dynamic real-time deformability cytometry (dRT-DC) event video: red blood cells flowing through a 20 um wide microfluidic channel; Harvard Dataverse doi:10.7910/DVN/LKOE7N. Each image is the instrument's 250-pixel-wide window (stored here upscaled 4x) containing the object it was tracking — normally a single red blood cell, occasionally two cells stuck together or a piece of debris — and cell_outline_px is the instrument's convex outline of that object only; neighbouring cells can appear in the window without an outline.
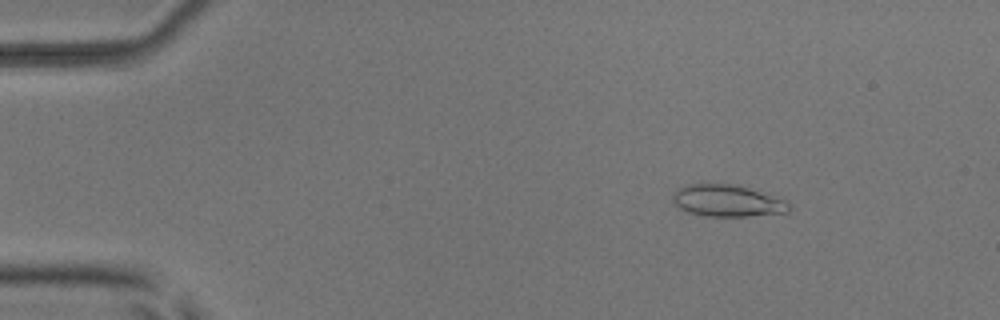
{"species": "common noctule bat (a hibernating species)", "species_latin": "Nyctalus noctula", "temperature_condition": "room temperature", "stored_images_in_passage": 53, "camera_frame_rate_fps": 3000, "um_per_image_px": 0.085, "animal": {"sex": "male", "body_mass_g": 17.9, "forearm_length_mm": 54.2}, "frame": {"image": 1, "passage_image": 8, "time_ms": 2.333, "image_size_px": [1000, 320], "cell_outline_px": [[792, 208], [788, 212], [748, 216], [704, 216], [688, 212], [680, 208], [672, 200], [672, 196], [676, 188], [684, 184], [740, 184], [788, 200]], "centroid_in_image_um": [61.85, 17.05], "position_along_channel_um": 23.1, "area_um2": 22.02}}
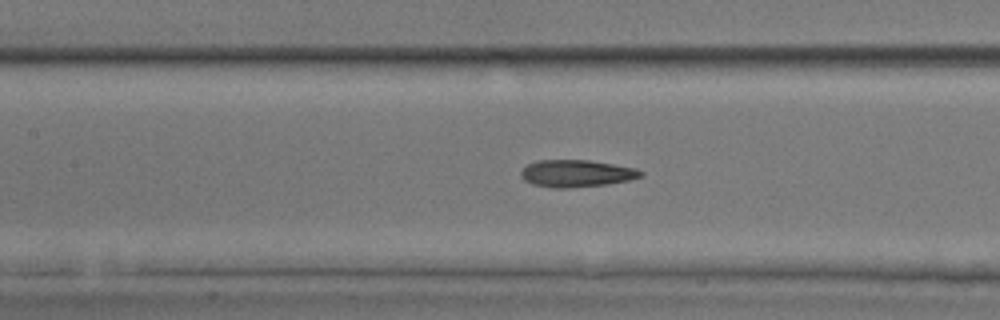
{"frame": {"image": 2, "passage_image": 25, "time_ms": 8.0, "image_size_px": [1000, 320], "cell_outline_px": [[644, 176], [628, 180], [608, 184], [568, 188], [552, 188], [532, 184], [524, 180], [520, 176], [520, 172], [528, 164], [540, 160], [588, 160], [636, 168], [644, 172]], "centroid_in_image_um": [49.0, 14.75], "position_along_channel_um": 158.4, "area_um2": 18.96}}
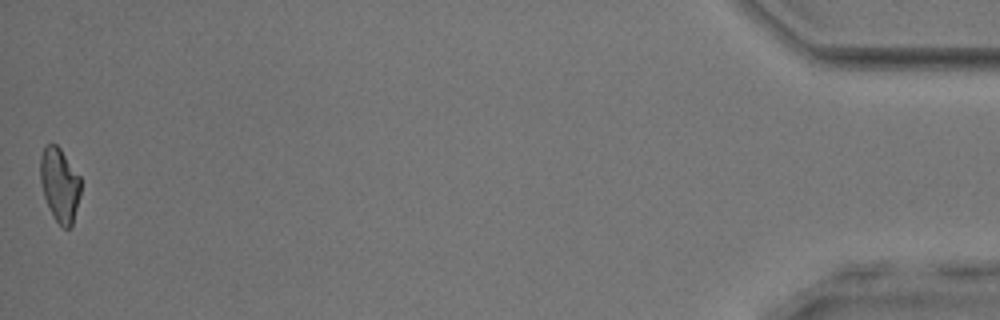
{"frame": {"image": 3, "passage_image": 53, "time_ms": 17.333, "image_size_px": [1000, 320], "cell_outline_px": [[80, 196], [72, 228], [64, 228], [52, 216], [44, 196], [40, 180], [40, 156], [44, 148], [48, 144], [56, 144], [60, 148], [80, 176]], "centroid_in_image_um": [5.08, 15.72], "position_along_channel_um": 430.1, "area_um2": 17.46}, "authors_computed_cell_mechanics": {"area_um2": 18.7272, "velocity_mm_per_s": 3.924, "shape_relaxation_time_tau1_ms": 8.3092, "shape_relaxation_time_tau2_ms": 3.5758, "deformation_change_tau1": 0.2085, "deformation_change_tau2": 0.1104}}